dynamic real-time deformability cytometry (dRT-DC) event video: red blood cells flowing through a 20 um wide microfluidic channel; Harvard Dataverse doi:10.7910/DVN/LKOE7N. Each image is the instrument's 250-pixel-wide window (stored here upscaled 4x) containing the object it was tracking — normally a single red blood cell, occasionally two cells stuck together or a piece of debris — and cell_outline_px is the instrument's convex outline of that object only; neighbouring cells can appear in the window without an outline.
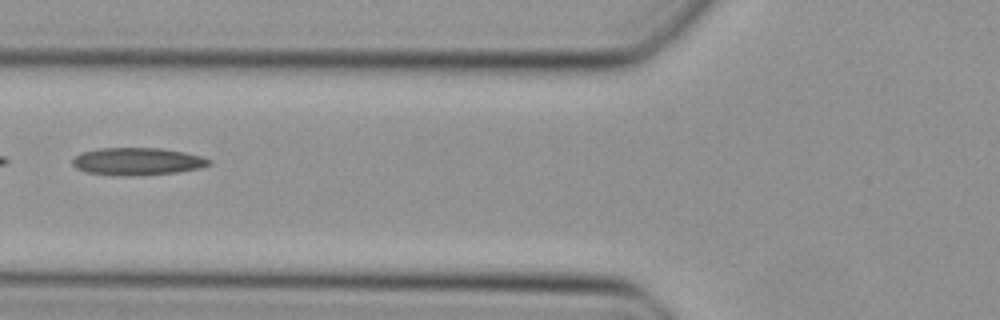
{"species": "Egyptian fruit bat (a non-hibernating species)", "species_latin": "Rousettus aegyptiacus", "temperature_condition": "cold", "stored_images_in_passage": 32, "camera_frame_rate_fps": 3000, "um_per_image_px": 0.085, "animal": {"sex": "female"}, "frame": {"image": 1, "passage_image": 5, "time_ms": 1.333, "image_size_px": [1000, 320], "cell_outline_px": [[212, 164], [200, 168], [176, 172], [124, 176], [116, 176], [84, 172], [76, 168], [72, 164], [72, 160], [80, 152], [100, 148], [164, 148], [204, 156], [212, 160]], "centroid_in_image_um": [11.68, 13.71], "position_along_channel_um": 114.1, "area_um2": 22.08}}
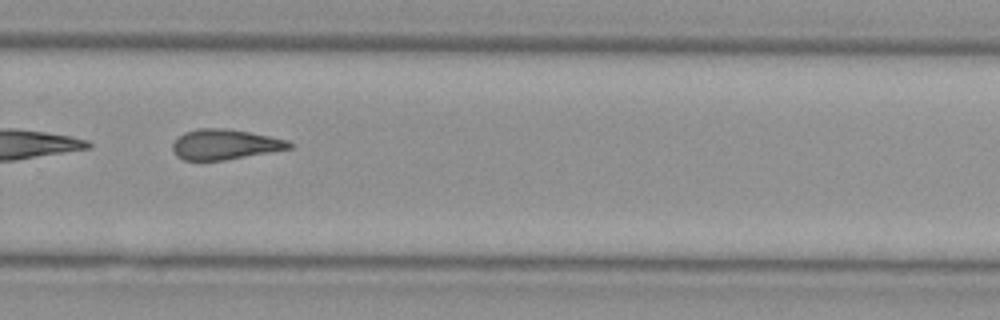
{"frame": {"image": 2, "passage_image": 19, "time_ms": 6.0, "image_size_px": [1000, 320], "cell_outline_px": [[292, 148], [224, 160], [184, 160], [176, 156], [172, 152], [172, 144], [184, 132], [196, 128], [224, 128], [248, 132], [288, 140], [292, 144]], "centroid_in_image_um": [19.07, 12.27], "position_along_channel_um": 310.7, "area_um2": 20.4}}